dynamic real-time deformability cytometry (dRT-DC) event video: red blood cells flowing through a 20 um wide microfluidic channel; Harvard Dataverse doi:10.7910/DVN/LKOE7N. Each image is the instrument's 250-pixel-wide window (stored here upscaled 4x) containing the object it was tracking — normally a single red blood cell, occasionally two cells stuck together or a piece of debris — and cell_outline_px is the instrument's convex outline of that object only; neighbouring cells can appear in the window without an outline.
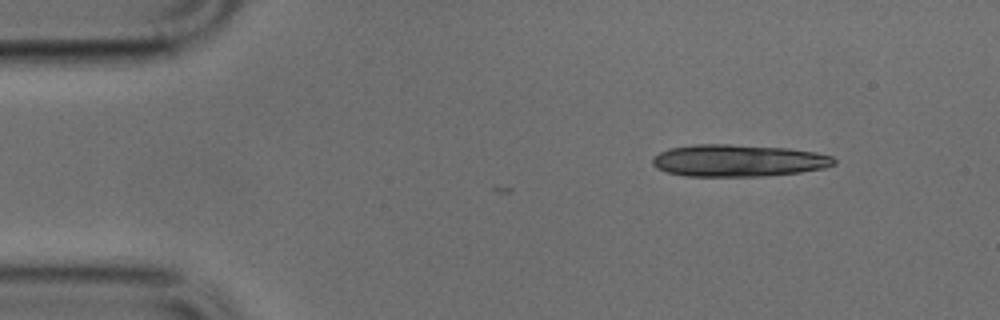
{"species": "common noctule bat (a hibernating species)", "species_latin": "Nyctalus noctula", "temperature_condition": "cold", "stored_images_in_passage": 4, "camera_frame_rate_fps": 3000, "um_per_image_px": 0.085, "animal": {"sex": "male", "body_mass_g": 17.9, "forearm_length_mm": 54.2}, "frame": {"image": 1, "passage_image": 1, "time_ms": 0.0, "image_size_px": [1000, 320], "cell_outline_px": [[836, 164], [824, 168], [800, 172], [764, 176], [684, 176], [668, 172], [656, 168], [652, 164], [652, 156], [668, 148], [696, 144], [728, 144], [788, 148], [816, 152], [832, 156], [836, 160]], "centroid_in_image_um": [62.74, 13.64], "position_along_channel_um": 22.3, "area_um2": 34.1}}